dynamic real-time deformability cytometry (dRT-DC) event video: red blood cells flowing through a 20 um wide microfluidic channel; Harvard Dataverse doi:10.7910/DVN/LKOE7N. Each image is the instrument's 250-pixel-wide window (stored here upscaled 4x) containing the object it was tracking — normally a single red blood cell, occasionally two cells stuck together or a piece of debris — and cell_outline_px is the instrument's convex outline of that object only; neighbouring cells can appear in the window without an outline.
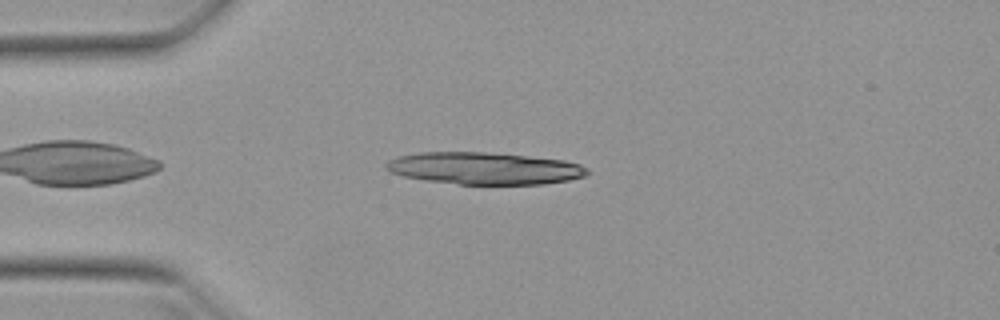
{"species": "Egyptian fruit bat (a non-hibernating species)", "species_latin": "Rousettus aegyptiacus", "temperature_condition": "warm", "stored_images_in_passage": 11, "camera_frame_rate_fps": 3000, "um_per_image_px": 0.085, "animal": {"sex": "female"}, "frame": {"image": 1, "passage_image": 5, "time_ms": 1.333, "image_size_px": [1000, 320], "cell_outline_px": [[588, 172], [584, 176], [568, 180], [544, 184], [460, 184], [428, 180], [404, 176], [388, 172], [384, 168], [384, 164], [388, 160], [400, 156], [420, 152], [484, 152], [564, 160], [580, 164], [588, 168]], "centroid_in_image_um": [41.14, 14.31], "position_along_channel_um": 43.9, "area_um2": 37.4}}